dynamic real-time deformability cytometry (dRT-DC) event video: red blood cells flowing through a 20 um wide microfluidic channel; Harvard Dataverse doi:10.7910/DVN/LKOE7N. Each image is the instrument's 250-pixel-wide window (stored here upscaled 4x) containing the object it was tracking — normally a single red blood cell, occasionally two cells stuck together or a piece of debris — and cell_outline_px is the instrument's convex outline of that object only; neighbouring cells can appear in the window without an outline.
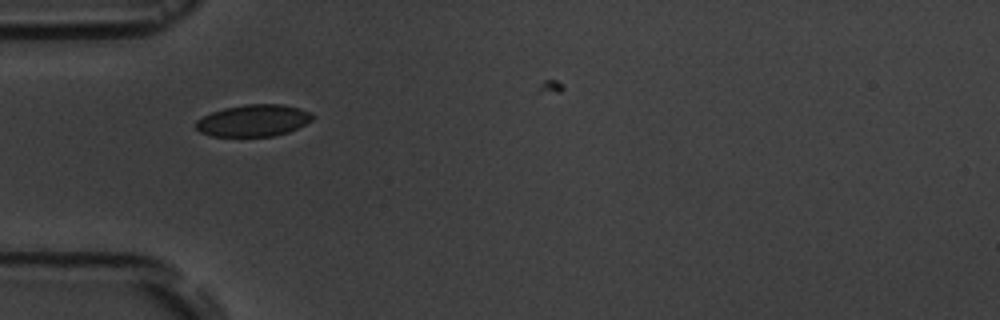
{"species": "common noctule bat (a hibernating species)", "species_latin": "Nyctalus noctula", "temperature_condition": "room temperature", "stored_images_in_passage": 2, "camera_frame_rate_fps": 3000, "um_per_image_px": 0.085, "animal": {"sex": "male", "body_mass_g": 19.5, "forearm_length_mm": 54.6}, "frame": {"image": 1, "passage_image": 1, "time_ms": 0.0, "image_size_px": [1000, 320], "cell_outline_px": [[316, 116], [312, 120], [288, 132], [272, 136], [212, 136], [200, 132], [196, 128], [196, 120], [212, 112], [224, 108], [244, 104], [284, 104], [300, 108], [312, 112]], "centroid_in_image_um": [21.57, 10.23], "position_along_channel_um": 63.4, "area_um2": 21.68}}